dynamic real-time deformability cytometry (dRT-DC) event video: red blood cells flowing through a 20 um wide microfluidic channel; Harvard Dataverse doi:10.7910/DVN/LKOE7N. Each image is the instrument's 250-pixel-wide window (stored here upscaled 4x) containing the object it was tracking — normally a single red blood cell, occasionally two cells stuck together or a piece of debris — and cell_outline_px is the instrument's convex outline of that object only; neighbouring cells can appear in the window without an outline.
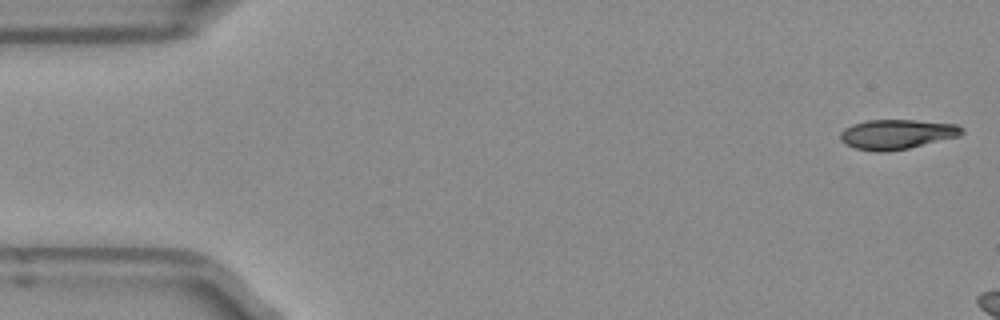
{"species": "Egyptian fruit bat (a non-hibernating species)", "species_latin": "Rousettus aegyptiacus", "temperature_condition": "room temperature", "stored_images_in_passage": 7, "camera_frame_rate_fps": 3000, "um_per_image_px": 0.085, "frame": {"image": 1, "passage_image": 1, "time_ms": 0.0, "image_size_px": [1000, 320], "cell_outline_px": [[964, 132], [960, 136], [908, 148], [888, 152], [876, 152], [856, 148], [844, 144], [840, 140], [840, 132], [844, 128], [852, 124], [868, 120], [912, 120], [956, 124], [964, 128]], "centroid_in_image_um": [76.21, 11.41], "position_along_channel_um": 8.8, "area_um2": 21.15}}